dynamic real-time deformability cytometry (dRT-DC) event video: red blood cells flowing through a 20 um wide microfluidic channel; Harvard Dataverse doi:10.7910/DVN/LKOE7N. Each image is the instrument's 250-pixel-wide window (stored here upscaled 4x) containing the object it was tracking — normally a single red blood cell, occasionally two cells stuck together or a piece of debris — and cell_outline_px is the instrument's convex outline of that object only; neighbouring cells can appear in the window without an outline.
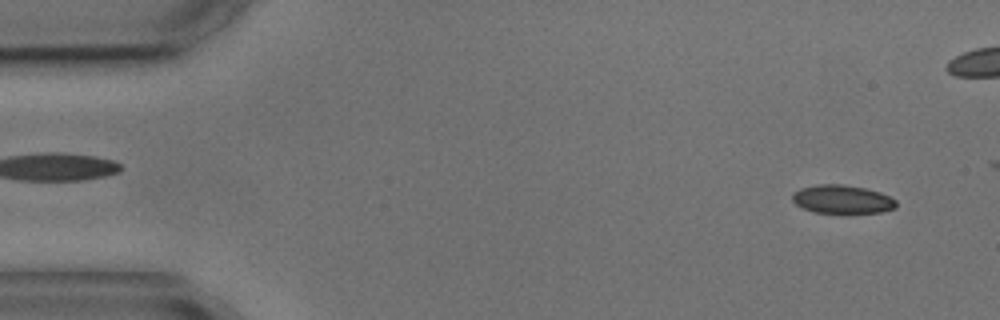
{"species": "common noctule bat (a hibernating species)", "species_latin": "Nyctalus noctula", "temperature_condition": "cold", "stored_images_in_passage": 3, "segment_of_instrument_passage": [2, 2], "camera_frame_rate_fps": 3000, "um_per_image_px": 0.085, "animal": {"sex": "male", "body_mass_g": 17.9, "forearm_length_mm": 54.2}, "frame": {"image": 1, "passage_image": 3, "time_ms": 2.333, "image_size_px": [1000, 320], "cell_outline_px": [[896, 208], [880, 212], [816, 212], [804, 208], [796, 204], [792, 200], [792, 196], [800, 188], [820, 184], [844, 184], [864, 188], [880, 192], [896, 200]], "centroid_in_image_um": [71.6, 16.92], "position_along_channel_um": 13.4, "area_um2": 16.88}}